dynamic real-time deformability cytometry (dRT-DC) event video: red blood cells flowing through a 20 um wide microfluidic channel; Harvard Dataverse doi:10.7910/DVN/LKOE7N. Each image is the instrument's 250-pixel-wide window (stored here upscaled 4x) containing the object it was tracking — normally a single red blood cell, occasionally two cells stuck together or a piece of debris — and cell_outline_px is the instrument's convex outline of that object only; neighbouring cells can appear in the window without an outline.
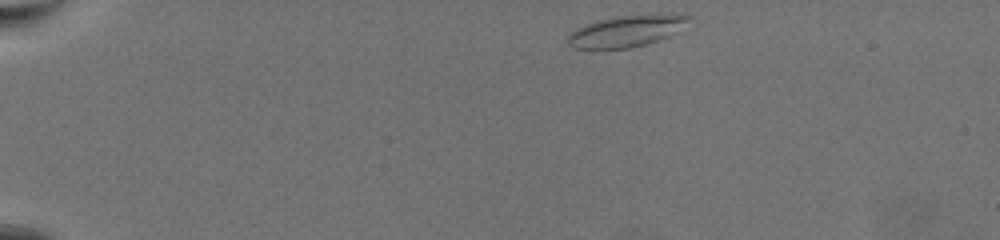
{"species": "common noctule bat (a hibernating species)", "species_latin": "Nyctalus noctula", "temperature_condition": "warm", "stored_images_in_passage": 52, "camera_frame_rate_fps": 3000, "um_per_image_px": 0.085, "animal": {"sex": "female", "body_mass_g": 19.5, "forearm_length_mm": 54.1}, "frame": {"image": 1, "passage_image": 1, "time_ms": 0.0, "image_size_px": [1000, 240], "cell_outline_px": [[692, 16], [676, 32], [668, 36], [648, 44], [628, 48], [572, 48], [568, 44], [568, 36], [572, 32], [588, 24], [600, 20], [616, 16]], "centroid_in_image_um": [53.17, 2.69], "position_along_channel_um": 31.8, "area_um2": 20.92}}
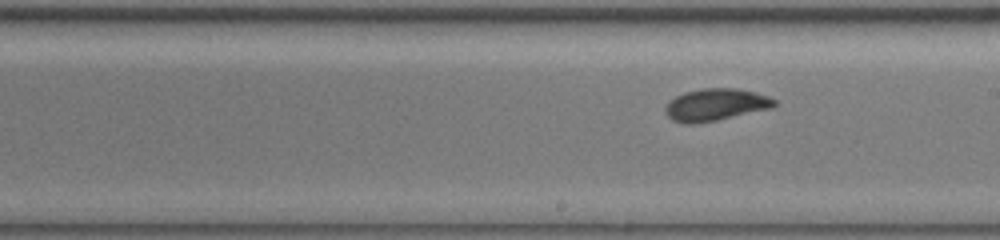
{"frame": {"image": 2, "passage_image": 27, "time_ms": 8.667, "image_size_px": [1000, 240], "cell_outline_px": [[776, 104], [772, 108], [716, 120], [696, 124], [684, 124], [672, 120], [664, 112], [664, 108], [676, 96], [684, 92], [704, 88], [736, 88], [756, 92], [768, 96], [776, 100]], "centroid_in_image_um": [60.83, 8.9], "position_along_channel_um": 228.2, "area_um2": 20.4}}
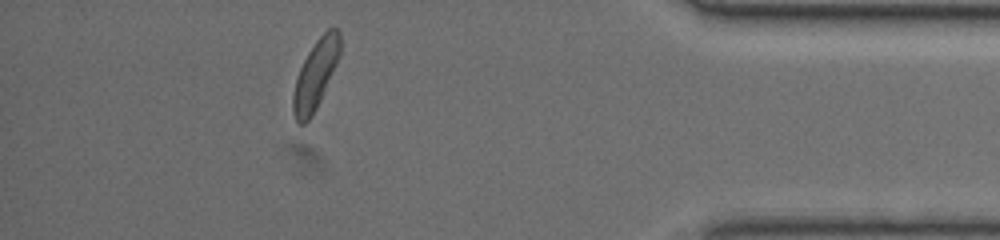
{"frame": {"image": 3, "passage_image": 46, "time_ms": 15.0, "image_size_px": [1000, 240], "cell_outline_px": [[340, 52], [336, 64], [324, 92], [316, 108], [308, 120], [304, 124], [300, 124], [296, 120], [292, 108], [292, 96], [296, 80], [300, 68], [308, 52], [316, 40], [328, 28], [336, 28], [340, 32]], "centroid_in_image_um": [26.81, 6.33], "position_along_channel_um": 408.4, "area_um2": 18.5}, "authors_computed_cell_mechanics": {"area_um2": 19.9121, "velocity_mm_per_s": 3.3713, "shape_relaxation_time_tau1_ms": 3.2173, "shape_relaxation_time_tau2_ms": 3.1721, "deformation_change_tau1": 0.1086, "deformation_change_tau2": 0.0912}}